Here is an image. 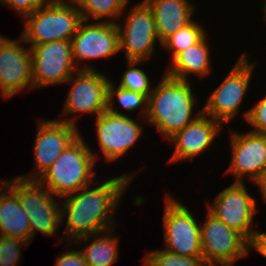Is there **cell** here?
Listing matches in <instances>:
<instances>
[{
    "instance_id": "obj_8",
    "label": "cell",
    "mask_w": 266,
    "mask_h": 266,
    "mask_svg": "<svg viewBox=\"0 0 266 266\" xmlns=\"http://www.w3.org/2000/svg\"><path fill=\"white\" fill-rule=\"evenodd\" d=\"M200 241L206 266H234L250 253V242L208 211L204 224L200 225Z\"/></svg>"
},
{
    "instance_id": "obj_16",
    "label": "cell",
    "mask_w": 266,
    "mask_h": 266,
    "mask_svg": "<svg viewBox=\"0 0 266 266\" xmlns=\"http://www.w3.org/2000/svg\"><path fill=\"white\" fill-rule=\"evenodd\" d=\"M37 136L34 143V170L28 175H17L24 179L37 180L59 157L66 146L81 131L77 125L56 119L38 120Z\"/></svg>"
},
{
    "instance_id": "obj_18",
    "label": "cell",
    "mask_w": 266,
    "mask_h": 266,
    "mask_svg": "<svg viewBox=\"0 0 266 266\" xmlns=\"http://www.w3.org/2000/svg\"><path fill=\"white\" fill-rule=\"evenodd\" d=\"M222 126L220 122L202 113L193 122L168 139V142L175 145L168 163H179V161L186 160L192 163L194 157L203 154L202 152L211 147L216 136L221 132Z\"/></svg>"
},
{
    "instance_id": "obj_34",
    "label": "cell",
    "mask_w": 266,
    "mask_h": 266,
    "mask_svg": "<svg viewBox=\"0 0 266 266\" xmlns=\"http://www.w3.org/2000/svg\"><path fill=\"white\" fill-rule=\"evenodd\" d=\"M0 182H4L3 184L1 183L0 185V193L7 187V180H2Z\"/></svg>"
},
{
    "instance_id": "obj_5",
    "label": "cell",
    "mask_w": 266,
    "mask_h": 266,
    "mask_svg": "<svg viewBox=\"0 0 266 266\" xmlns=\"http://www.w3.org/2000/svg\"><path fill=\"white\" fill-rule=\"evenodd\" d=\"M7 186L18 196L21 207L29 215L31 242L37 232L53 236L61 226V199L52 195L38 180L15 176Z\"/></svg>"
},
{
    "instance_id": "obj_25",
    "label": "cell",
    "mask_w": 266,
    "mask_h": 266,
    "mask_svg": "<svg viewBox=\"0 0 266 266\" xmlns=\"http://www.w3.org/2000/svg\"><path fill=\"white\" fill-rule=\"evenodd\" d=\"M201 26L197 21L192 20L161 44V47L171 54L169 60L172 61L180 52L197 44L207 34L205 28Z\"/></svg>"
},
{
    "instance_id": "obj_33",
    "label": "cell",
    "mask_w": 266,
    "mask_h": 266,
    "mask_svg": "<svg viewBox=\"0 0 266 266\" xmlns=\"http://www.w3.org/2000/svg\"><path fill=\"white\" fill-rule=\"evenodd\" d=\"M256 184L259 192H261L263 202H266V168L259 174V176L252 182Z\"/></svg>"
},
{
    "instance_id": "obj_30",
    "label": "cell",
    "mask_w": 266,
    "mask_h": 266,
    "mask_svg": "<svg viewBox=\"0 0 266 266\" xmlns=\"http://www.w3.org/2000/svg\"><path fill=\"white\" fill-rule=\"evenodd\" d=\"M46 0H0V4H4L9 8L22 15V19L43 6Z\"/></svg>"
},
{
    "instance_id": "obj_12",
    "label": "cell",
    "mask_w": 266,
    "mask_h": 266,
    "mask_svg": "<svg viewBox=\"0 0 266 266\" xmlns=\"http://www.w3.org/2000/svg\"><path fill=\"white\" fill-rule=\"evenodd\" d=\"M214 198L212 204L206 205L208 212L250 242L256 231L252 224L257 213V201L249 193L246 183L233 182Z\"/></svg>"
},
{
    "instance_id": "obj_20",
    "label": "cell",
    "mask_w": 266,
    "mask_h": 266,
    "mask_svg": "<svg viewBox=\"0 0 266 266\" xmlns=\"http://www.w3.org/2000/svg\"><path fill=\"white\" fill-rule=\"evenodd\" d=\"M208 36L206 34L197 44L180 52L167 66L164 73L171 78L184 81H191L188 76L192 74L198 78L208 76L213 70L211 69L212 59H210L211 49Z\"/></svg>"
},
{
    "instance_id": "obj_6",
    "label": "cell",
    "mask_w": 266,
    "mask_h": 266,
    "mask_svg": "<svg viewBox=\"0 0 266 266\" xmlns=\"http://www.w3.org/2000/svg\"><path fill=\"white\" fill-rule=\"evenodd\" d=\"M255 66L248 54L242 53L221 84L209 93L203 113L223 126L232 121L245 101Z\"/></svg>"
},
{
    "instance_id": "obj_2",
    "label": "cell",
    "mask_w": 266,
    "mask_h": 266,
    "mask_svg": "<svg viewBox=\"0 0 266 266\" xmlns=\"http://www.w3.org/2000/svg\"><path fill=\"white\" fill-rule=\"evenodd\" d=\"M192 85L190 81L174 79L164 73L157 86H153L145 119L166 140L203 113L202 107L194 111L198 102Z\"/></svg>"
},
{
    "instance_id": "obj_31",
    "label": "cell",
    "mask_w": 266,
    "mask_h": 266,
    "mask_svg": "<svg viewBox=\"0 0 266 266\" xmlns=\"http://www.w3.org/2000/svg\"><path fill=\"white\" fill-rule=\"evenodd\" d=\"M55 260L54 266H88L82 252L72 248L61 251V255Z\"/></svg>"
},
{
    "instance_id": "obj_17",
    "label": "cell",
    "mask_w": 266,
    "mask_h": 266,
    "mask_svg": "<svg viewBox=\"0 0 266 266\" xmlns=\"http://www.w3.org/2000/svg\"><path fill=\"white\" fill-rule=\"evenodd\" d=\"M236 131L229 130L232 157L224 172L233 175L234 182H253L266 168V135Z\"/></svg>"
},
{
    "instance_id": "obj_36",
    "label": "cell",
    "mask_w": 266,
    "mask_h": 266,
    "mask_svg": "<svg viewBox=\"0 0 266 266\" xmlns=\"http://www.w3.org/2000/svg\"><path fill=\"white\" fill-rule=\"evenodd\" d=\"M47 2H50V1H65V0H46Z\"/></svg>"
},
{
    "instance_id": "obj_21",
    "label": "cell",
    "mask_w": 266,
    "mask_h": 266,
    "mask_svg": "<svg viewBox=\"0 0 266 266\" xmlns=\"http://www.w3.org/2000/svg\"><path fill=\"white\" fill-rule=\"evenodd\" d=\"M113 233L114 228L78 238L73 243L66 242V246L85 245L80 251L88 266H112L119 257V238Z\"/></svg>"
},
{
    "instance_id": "obj_10",
    "label": "cell",
    "mask_w": 266,
    "mask_h": 266,
    "mask_svg": "<svg viewBox=\"0 0 266 266\" xmlns=\"http://www.w3.org/2000/svg\"><path fill=\"white\" fill-rule=\"evenodd\" d=\"M165 193L163 229L164 249L177 255L202 257L200 222L182 202Z\"/></svg>"
},
{
    "instance_id": "obj_14",
    "label": "cell",
    "mask_w": 266,
    "mask_h": 266,
    "mask_svg": "<svg viewBox=\"0 0 266 266\" xmlns=\"http://www.w3.org/2000/svg\"><path fill=\"white\" fill-rule=\"evenodd\" d=\"M25 41L3 36L0 40V93L4 99L16 96L24 89L34 90L32 78V56Z\"/></svg>"
},
{
    "instance_id": "obj_29",
    "label": "cell",
    "mask_w": 266,
    "mask_h": 266,
    "mask_svg": "<svg viewBox=\"0 0 266 266\" xmlns=\"http://www.w3.org/2000/svg\"><path fill=\"white\" fill-rule=\"evenodd\" d=\"M251 107L242 114L243 118L254 128L250 131L266 135V94Z\"/></svg>"
},
{
    "instance_id": "obj_28",
    "label": "cell",
    "mask_w": 266,
    "mask_h": 266,
    "mask_svg": "<svg viewBox=\"0 0 266 266\" xmlns=\"http://www.w3.org/2000/svg\"><path fill=\"white\" fill-rule=\"evenodd\" d=\"M29 245L21 238L0 235V266H17L22 256L21 248Z\"/></svg>"
},
{
    "instance_id": "obj_24",
    "label": "cell",
    "mask_w": 266,
    "mask_h": 266,
    "mask_svg": "<svg viewBox=\"0 0 266 266\" xmlns=\"http://www.w3.org/2000/svg\"><path fill=\"white\" fill-rule=\"evenodd\" d=\"M116 98L118 100L119 105H121V107H123L128 112L131 111L133 113V111L136 110L141 111L142 116L140 117L142 120H144V122L146 121L145 117L147 114L148 98L144 94L116 86L113 81L110 80L108 85L107 110L114 114L126 115V113L119 112L118 109H115L116 107H114V103Z\"/></svg>"
},
{
    "instance_id": "obj_3",
    "label": "cell",
    "mask_w": 266,
    "mask_h": 266,
    "mask_svg": "<svg viewBox=\"0 0 266 266\" xmlns=\"http://www.w3.org/2000/svg\"><path fill=\"white\" fill-rule=\"evenodd\" d=\"M79 134L69 143L54 163L37 179L49 192L63 198L66 195L94 185L97 156Z\"/></svg>"
},
{
    "instance_id": "obj_7",
    "label": "cell",
    "mask_w": 266,
    "mask_h": 266,
    "mask_svg": "<svg viewBox=\"0 0 266 266\" xmlns=\"http://www.w3.org/2000/svg\"><path fill=\"white\" fill-rule=\"evenodd\" d=\"M98 70H77L67 81L71 84L65 99L62 114H73L71 118L58 120L77 125L78 114H91L95 117L107 110L108 85L111 79ZM78 113V114H77ZM78 116V117H77Z\"/></svg>"
},
{
    "instance_id": "obj_4",
    "label": "cell",
    "mask_w": 266,
    "mask_h": 266,
    "mask_svg": "<svg viewBox=\"0 0 266 266\" xmlns=\"http://www.w3.org/2000/svg\"><path fill=\"white\" fill-rule=\"evenodd\" d=\"M21 37L29 47L44 42L71 40L82 21L74 0L50 1L26 15Z\"/></svg>"
},
{
    "instance_id": "obj_23",
    "label": "cell",
    "mask_w": 266,
    "mask_h": 266,
    "mask_svg": "<svg viewBox=\"0 0 266 266\" xmlns=\"http://www.w3.org/2000/svg\"><path fill=\"white\" fill-rule=\"evenodd\" d=\"M79 8L82 20L116 23L125 13L129 0H74ZM107 19V20H106Z\"/></svg>"
},
{
    "instance_id": "obj_32",
    "label": "cell",
    "mask_w": 266,
    "mask_h": 266,
    "mask_svg": "<svg viewBox=\"0 0 266 266\" xmlns=\"http://www.w3.org/2000/svg\"><path fill=\"white\" fill-rule=\"evenodd\" d=\"M249 249H253L255 252L266 258V231H255L254 236L249 243Z\"/></svg>"
},
{
    "instance_id": "obj_9",
    "label": "cell",
    "mask_w": 266,
    "mask_h": 266,
    "mask_svg": "<svg viewBox=\"0 0 266 266\" xmlns=\"http://www.w3.org/2000/svg\"><path fill=\"white\" fill-rule=\"evenodd\" d=\"M130 8L123 24L116 22L120 52H125L126 61H145L154 55L158 43L161 46L157 25L151 9L143 0Z\"/></svg>"
},
{
    "instance_id": "obj_35",
    "label": "cell",
    "mask_w": 266,
    "mask_h": 266,
    "mask_svg": "<svg viewBox=\"0 0 266 266\" xmlns=\"http://www.w3.org/2000/svg\"><path fill=\"white\" fill-rule=\"evenodd\" d=\"M263 1V12H264V17H266V0H262Z\"/></svg>"
},
{
    "instance_id": "obj_26",
    "label": "cell",
    "mask_w": 266,
    "mask_h": 266,
    "mask_svg": "<svg viewBox=\"0 0 266 266\" xmlns=\"http://www.w3.org/2000/svg\"><path fill=\"white\" fill-rule=\"evenodd\" d=\"M142 62L145 61H127L129 69L127 68L121 75L120 82L117 86L144 94L148 98L153 91V87H151L152 83L150 82L148 73L144 72L143 68L140 69V67H138Z\"/></svg>"
},
{
    "instance_id": "obj_22",
    "label": "cell",
    "mask_w": 266,
    "mask_h": 266,
    "mask_svg": "<svg viewBox=\"0 0 266 266\" xmlns=\"http://www.w3.org/2000/svg\"><path fill=\"white\" fill-rule=\"evenodd\" d=\"M0 235L21 238L31 243L29 215L8 186L0 193Z\"/></svg>"
},
{
    "instance_id": "obj_27",
    "label": "cell",
    "mask_w": 266,
    "mask_h": 266,
    "mask_svg": "<svg viewBox=\"0 0 266 266\" xmlns=\"http://www.w3.org/2000/svg\"><path fill=\"white\" fill-rule=\"evenodd\" d=\"M143 261L144 266H206L203 257L177 255L163 248L149 251Z\"/></svg>"
},
{
    "instance_id": "obj_13",
    "label": "cell",
    "mask_w": 266,
    "mask_h": 266,
    "mask_svg": "<svg viewBox=\"0 0 266 266\" xmlns=\"http://www.w3.org/2000/svg\"><path fill=\"white\" fill-rule=\"evenodd\" d=\"M29 48L34 89L66 84L78 70L72 58L71 40L44 42Z\"/></svg>"
},
{
    "instance_id": "obj_19",
    "label": "cell",
    "mask_w": 266,
    "mask_h": 266,
    "mask_svg": "<svg viewBox=\"0 0 266 266\" xmlns=\"http://www.w3.org/2000/svg\"><path fill=\"white\" fill-rule=\"evenodd\" d=\"M151 9L160 44L189 24L197 6L189 0H143Z\"/></svg>"
},
{
    "instance_id": "obj_1",
    "label": "cell",
    "mask_w": 266,
    "mask_h": 266,
    "mask_svg": "<svg viewBox=\"0 0 266 266\" xmlns=\"http://www.w3.org/2000/svg\"><path fill=\"white\" fill-rule=\"evenodd\" d=\"M135 171L103 180L96 188L90 185L64 196L61 200V224L66 220V228L61 242L69 240L73 243L78 238L117 227L114 212L119 208L133 177L139 173Z\"/></svg>"
},
{
    "instance_id": "obj_15",
    "label": "cell",
    "mask_w": 266,
    "mask_h": 266,
    "mask_svg": "<svg viewBox=\"0 0 266 266\" xmlns=\"http://www.w3.org/2000/svg\"><path fill=\"white\" fill-rule=\"evenodd\" d=\"M96 133L104 161L113 163L125 155L141 138L143 124L129 115L104 111L96 117ZM117 159V160H116Z\"/></svg>"
},
{
    "instance_id": "obj_11",
    "label": "cell",
    "mask_w": 266,
    "mask_h": 266,
    "mask_svg": "<svg viewBox=\"0 0 266 266\" xmlns=\"http://www.w3.org/2000/svg\"><path fill=\"white\" fill-rule=\"evenodd\" d=\"M71 49L73 62L78 70H95L94 66L83 61L108 59L120 52L117 24L82 20L71 39ZM80 62L84 64L79 68Z\"/></svg>"
}]
</instances>
